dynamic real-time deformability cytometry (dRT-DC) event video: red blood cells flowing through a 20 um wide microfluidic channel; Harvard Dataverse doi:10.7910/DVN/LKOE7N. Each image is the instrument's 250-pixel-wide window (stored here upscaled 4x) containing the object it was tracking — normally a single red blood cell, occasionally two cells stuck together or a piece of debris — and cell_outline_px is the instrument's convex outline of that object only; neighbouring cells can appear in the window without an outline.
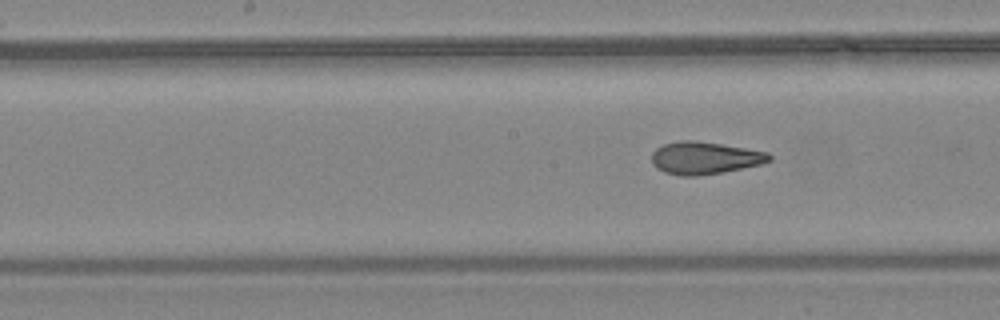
{"species": "common noctule bat (a hibernating species)", "species_latin": "Nyctalus noctula", "temperature_condition": "warm", "stored_images_in_passage": 10, "segment_of_instrument_passage": [2, 2], "camera_frame_rate_fps": 3000, "um_per_image_px": 0.085, "animal": {"sex": "female", "body_mass_g": 24.6, "forearm_length_mm": 56.2}, "frame": {"image": 1, "passage_image": 10, "time_ms": 3.0, "image_size_px": [1000, 320], "cell_outline_px": [[772, 160], [760, 164], [724, 172], [696, 176], [680, 176], [664, 172], [656, 168], [652, 164], [652, 152], [656, 148], [664, 144], [680, 140], [696, 140], [768, 152], [772, 156]], "centroid_in_image_um": [59.87, 13.43], "position_along_channel_um": 188.3, "area_um2": 22.25}}